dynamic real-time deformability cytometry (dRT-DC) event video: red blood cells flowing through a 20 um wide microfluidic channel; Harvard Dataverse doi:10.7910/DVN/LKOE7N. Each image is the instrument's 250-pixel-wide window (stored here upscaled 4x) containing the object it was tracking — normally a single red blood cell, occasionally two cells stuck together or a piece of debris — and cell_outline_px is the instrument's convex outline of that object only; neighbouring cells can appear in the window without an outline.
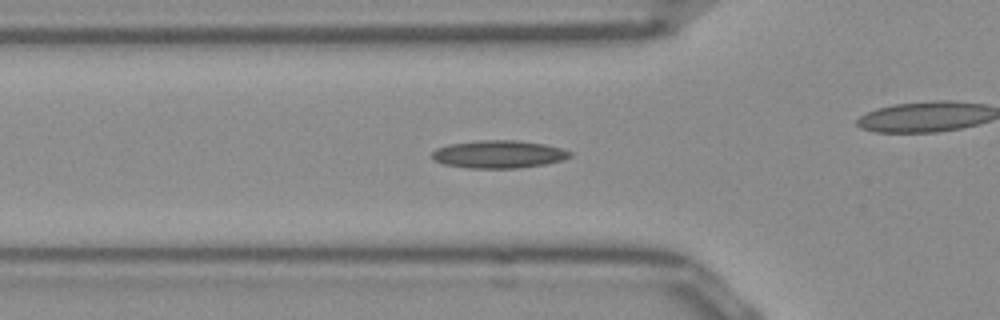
{"species": "Egyptian fruit bat (a non-hibernating species)", "species_latin": "Rousettus aegyptiacus", "temperature_condition": "room temperature", "stored_images_in_passage": 51, "camera_frame_rate_fps": 3000, "um_per_image_px": 0.085, "frame": {"image": 1, "passage_image": 16, "time_ms": 5.0, "image_size_px": [1000, 320], "cell_outline_px": [[572, 156], [560, 160], [544, 164], [520, 168], [468, 168], [444, 164], [432, 160], [432, 152], [436, 148], [452, 144], [480, 140], [516, 140], [544, 144], [560, 148], [572, 152]], "centroid_in_image_um": [42.37, 13.11], "position_along_channel_um": 83.4, "area_um2": 22.2}}
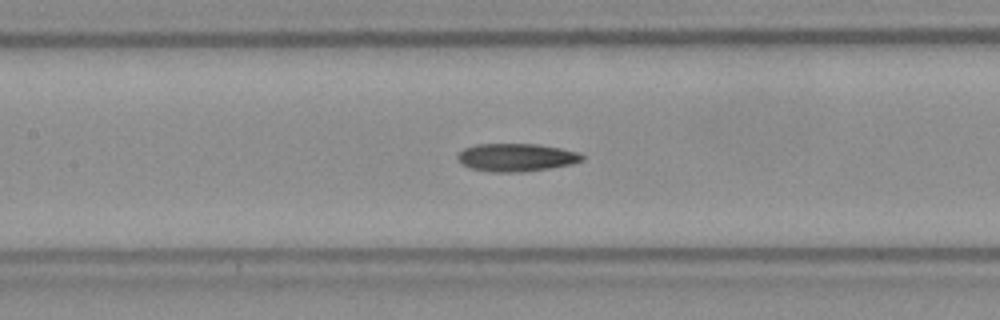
{"frame": {"image": 2, "passage_image": 22, "time_ms": 7.0, "image_size_px": [1000, 320], "cell_outline_px": [[584, 160], [572, 164], [548, 168], [520, 172], [492, 172], [472, 168], [464, 164], [456, 156], [464, 148], [476, 144], [536, 144], [560, 148], [580, 152], [584, 156]], "centroid_in_image_um": [43.92, 13.37], "position_along_channel_um": 163.5, "area_um2": 20.11}}
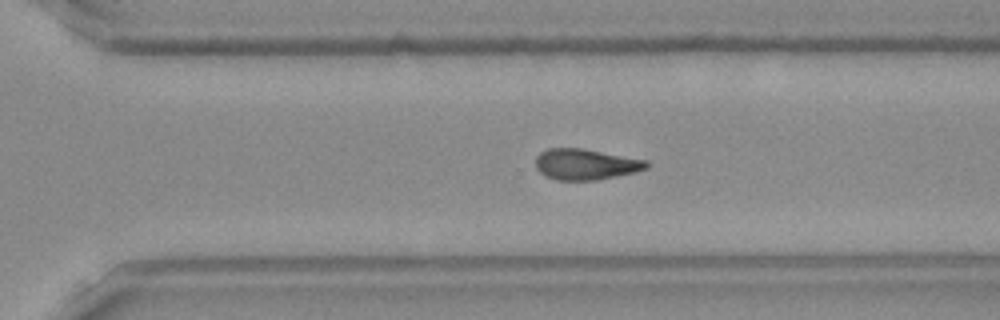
{"frame": {"image": 3, "passage_image": 34, "time_ms": 11.0, "image_size_px": [1000, 320], "cell_outline_px": [[648, 168], [636, 172], [596, 180], [556, 180], [544, 176], [536, 168], [536, 156], [540, 152], [548, 148], [580, 148], [648, 160]], "centroid_in_image_um": [49.77, 13.97], "position_along_channel_um": 320.8, "area_um2": 20.0}, "authors_computed_cell_mechanics": {"area_um2": 19.7098, "velocity_mm_per_s": 3.951, "shape_relaxation_time_tau1_ms": null, "shape_relaxation_time_tau2_ms": 8.9426, "deformation_change_tau1": null, "deformation_change_tau2": 0.2062}}